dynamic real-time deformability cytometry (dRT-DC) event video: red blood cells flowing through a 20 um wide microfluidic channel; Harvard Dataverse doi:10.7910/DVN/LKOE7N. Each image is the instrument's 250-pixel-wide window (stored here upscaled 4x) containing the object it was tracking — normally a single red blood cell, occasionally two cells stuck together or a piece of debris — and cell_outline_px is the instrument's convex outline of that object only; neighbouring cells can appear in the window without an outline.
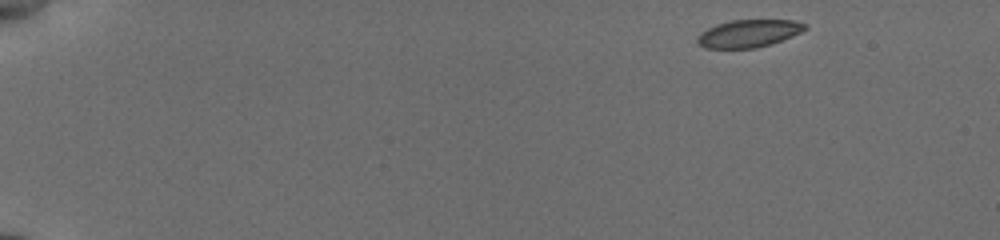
{"species": "common noctule bat (a hibernating species)", "species_latin": "Nyctalus noctula", "temperature_condition": "cold", "stored_images_in_passage": 50, "camera_frame_rate_fps": 3000, "um_per_image_px": 0.085, "animal": {"sex": "female", "body_mass_g": 19.5, "forearm_length_mm": 54.1}, "frame": {"image": 1, "passage_image": 1, "time_ms": 0.0, "image_size_px": [1000, 240], "cell_outline_px": [[808, 28], [792, 36], [772, 44], [756, 48], [704, 48], [696, 40], [696, 36], [700, 32], [716, 24], [732, 20], [792, 20], [808, 24]], "centroid_in_image_um": [63.63, 2.84], "position_along_channel_um": 21.4, "area_um2": 17.4}}
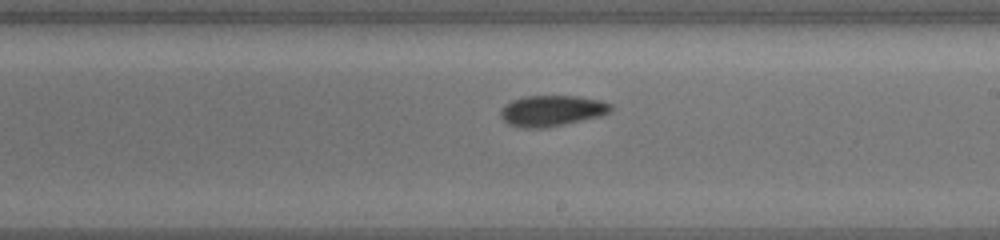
{"frame": {"image": 2, "passage_image": 29, "time_ms": 9.333, "image_size_px": [1000, 240], "cell_outline_px": [[612, 108], [608, 112], [600, 116], [564, 124], [544, 128], [520, 128], [508, 124], [500, 116], [500, 108], [504, 104], [512, 100], [524, 96], [580, 96], [600, 100], [612, 104]], "centroid_in_image_um": [46.86, 9.41], "position_along_channel_um": 242.1, "area_um2": 19.94}}
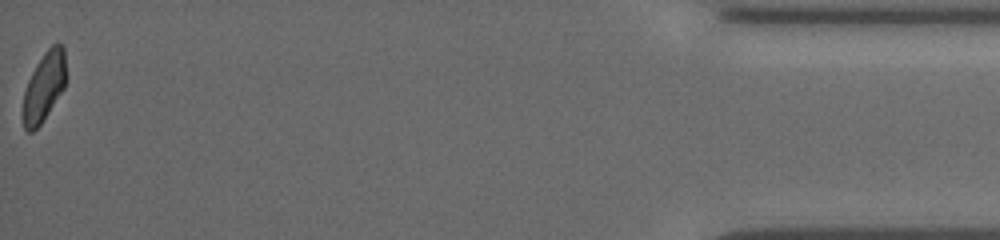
{"frame": {"image": 3, "passage_image": 50, "time_ms": 16.333, "image_size_px": [1000, 240], "cell_outline_px": [[64, 88], [40, 124], [32, 132], [28, 132], [24, 128], [20, 112], [24, 92], [28, 80], [36, 64], [44, 52], [52, 44], [60, 44], [64, 48]], "centroid_in_image_um": [3.68, 7.41], "position_along_channel_um": 431.5, "area_um2": 17.22}, "authors_computed_cell_mechanics": {"area_um2": 18.9295, "velocity_mm_per_s": 3.8206, "shape_relaxation_time_tau1_ms": 4.1625, "shape_relaxation_time_tau2_ms": 11.3999, "deformation_change_tau1": 0.0904, "deformation_change_tau2": 0.1244}}